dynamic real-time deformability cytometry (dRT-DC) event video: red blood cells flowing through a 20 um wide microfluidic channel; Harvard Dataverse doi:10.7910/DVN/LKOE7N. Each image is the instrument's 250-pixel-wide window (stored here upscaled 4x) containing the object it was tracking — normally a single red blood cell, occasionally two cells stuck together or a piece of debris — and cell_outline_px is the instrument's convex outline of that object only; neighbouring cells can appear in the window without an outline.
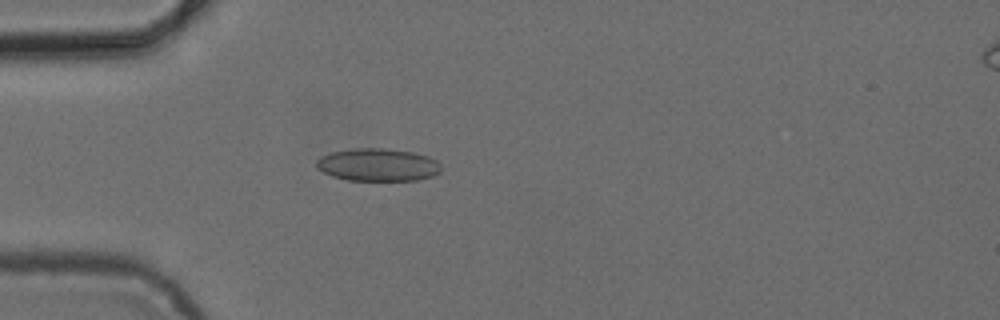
{"species": "common noctule bat (a hibernating species)", "species_latin": "Nyctalus noctula", "temperature_condition": "cold", "stored_images_in_passage": 53, "camera_frame_rate_fps": 3000, "um_per_image_px": 0.085, "animal": {"sex": "female", "body_mass_g": 24.6, "forearm_length_mm": 56.2}, "frame": {"image": 1, "passage_image": 15, "time_ms": 4.667, "image_size_px": [1000, 320], "cell_outline_px": [[440, 172], [432, 176], [416, 180], [348, 180], [332, 176], [316, 168], [316, 160], [320, 156], [332, 152], [352, 148], [384, 148], [412, 152], [428, 156], [436, 160], [440, 164]], "centroid_in_image_um": [32.09, 14.0], "position_along_channel_um": 52.9, "area_um2": 23.76}}
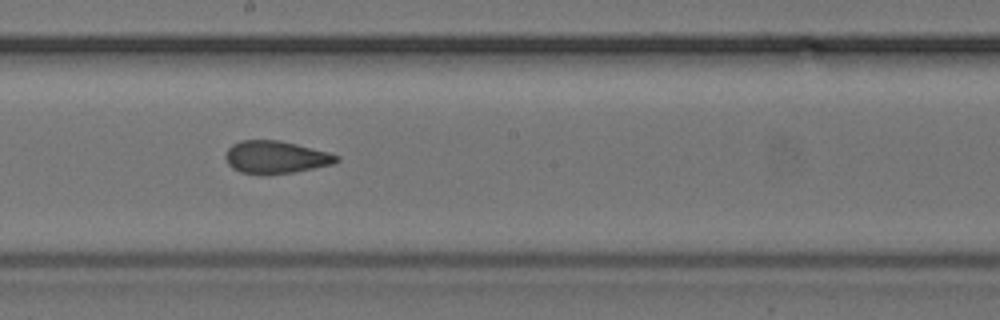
{"frame": {"image": 2, "passage_image": 29, "time_ms": 9.333, "image_size_px": [1000, 320], "cell_outline_px": [[340, 160], [332, 164], [292, 172], [240, 172], [232, 168], [228, 164], [224, 156], [228, 148], [232, 144], [240, 140], [280, 140], [328, 152], [340, 156]], "centroid_in_image_um": [23.42, 13.32], "position_along_channel_um": 224.8, "area_um2": 20.52}}
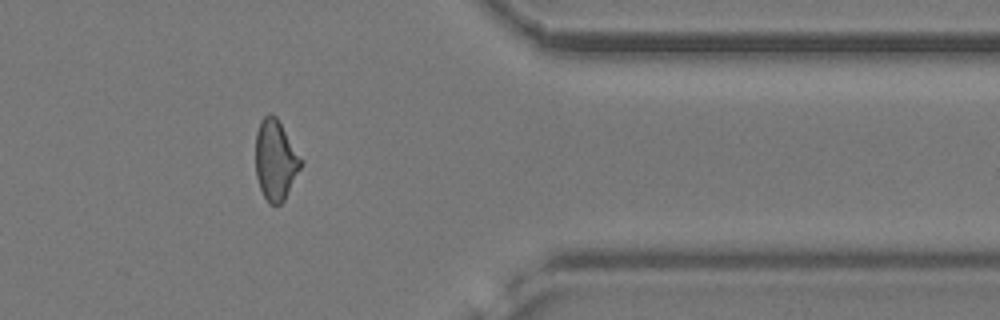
{"frame": {"image": 3, "passage_image": 43, "time_ms": 14.0, "image_size_px": [1000, 320], "cell_outline_px": [[304, 164], [284, 200], [280, 204], [268, 204], [260, 188], [256, 176], [256, 132], [260, 120], [268, 112], [272, 112], [276, 116], [304, 160]], "centroid_in_image_um": [23.44, 13.58], "position_along_channel_um": 388.0, "area_um2": 21.62}, "authors_computed_cell_mechanics": {"area_um2": 21.6172, "velocity_mm_per_s": 3.876, "shape_relaxation_time_tau1_ms": null, "shape_relaxation_time_tau2_ms": 1.4107, "deformation_change_tau1": null, "deformation_change_tau2": 0.0799}}